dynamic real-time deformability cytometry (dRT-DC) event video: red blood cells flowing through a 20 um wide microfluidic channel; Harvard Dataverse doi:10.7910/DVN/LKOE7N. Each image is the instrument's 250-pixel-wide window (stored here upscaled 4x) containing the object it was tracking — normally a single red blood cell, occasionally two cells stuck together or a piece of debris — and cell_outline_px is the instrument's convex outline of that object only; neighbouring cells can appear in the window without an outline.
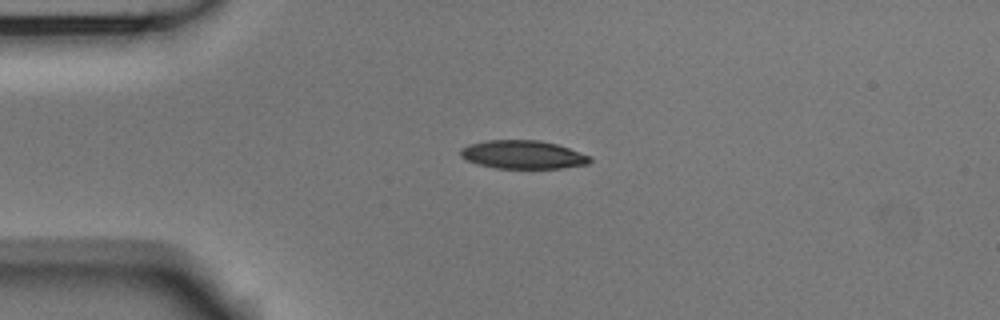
{"species": "Egyptian fruit bat (a non-hibernating species)", "species_latin": "Rousettus aegyptiacus", "temperature_condition": "room temperature", "stored_images_in_passage": 42, "camera_frame_rate_fps": 3000, "um_per_image_px": 0.085, "animal": {"sex": "male"}, "frame": {"image": 1, "passage_image": 1, "time_ms": 0.0, "image_size_px": [1000, 320], "cell_outline_px": [[592, 160], [588, 164], [564, 168], [496, 168], [480, 164], [468, 160], [460, 156], [460, 148], [468, 144], [488, 140], [540, 140], [556, 144], [592, 156]], "centroid_in_image_um": [44.47, 13.14], "position_along_channel_um": 40.5, "area_um2": 21.39}}
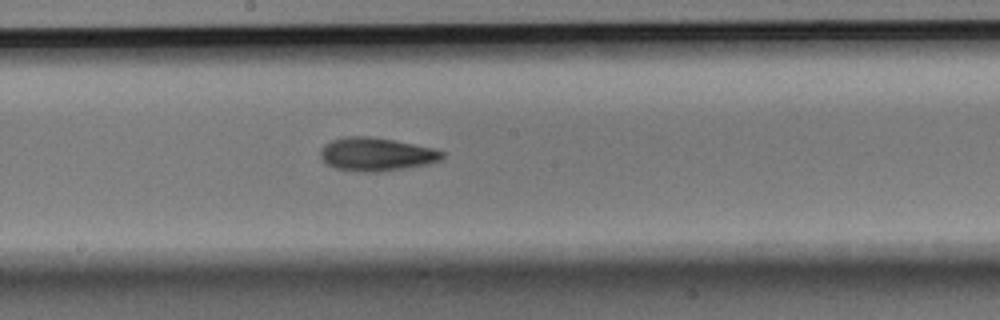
{"frame": {"image": 2, "passage_image": 17, "time_ms": 5.333, "image_size_px": [1000, 320], "cell_outline_px": [[444, 156], [440, 160], [428, 164], [380, 172], [360, 172], [336, 168], [328, 164], [320, 156], [320, 148], [324, 144], [332, 140], [344, 136], [368, 136], [392, 140], [432, 148], [444, 152]], "centroid_in_image_um": [31.96, 13.11], "position_along_channel_um": 216.2, "area_um2": 23.52}}
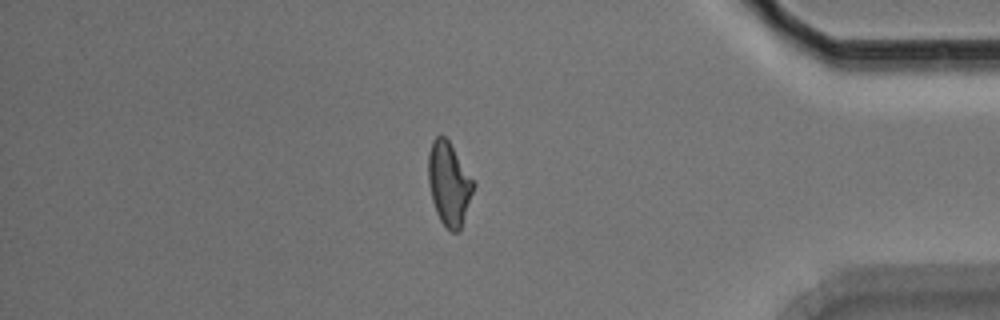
{"frame": {"image": 3, "passage_image": 34, "time_ms": 11.0, "image_size_px": [1000, 320], "cell_outline_px": [[476, 184], [460, 232], [452, 232], [440, 220], [436, 212], [432, 200], [428, 184], [428, 152], [432, 140], [436, 136], [444, 136], [448, 140]], "centroid_in_image_um": [38.16, 15.63], "position_along_channel_um": 397.0, "area_um2": 21.96}, "authors_computed_cell_mechanics": {"area_um2": 22.253, "velocity_mm_per_s": 3.7553, "shape_relaxation_time_tau1_ms": 4.863, "shape_relaxation_time_tau2_ms": 2.8664, "deformation_change_tau1": 0.1541, "deformation_change_tau2": 0.0985}}